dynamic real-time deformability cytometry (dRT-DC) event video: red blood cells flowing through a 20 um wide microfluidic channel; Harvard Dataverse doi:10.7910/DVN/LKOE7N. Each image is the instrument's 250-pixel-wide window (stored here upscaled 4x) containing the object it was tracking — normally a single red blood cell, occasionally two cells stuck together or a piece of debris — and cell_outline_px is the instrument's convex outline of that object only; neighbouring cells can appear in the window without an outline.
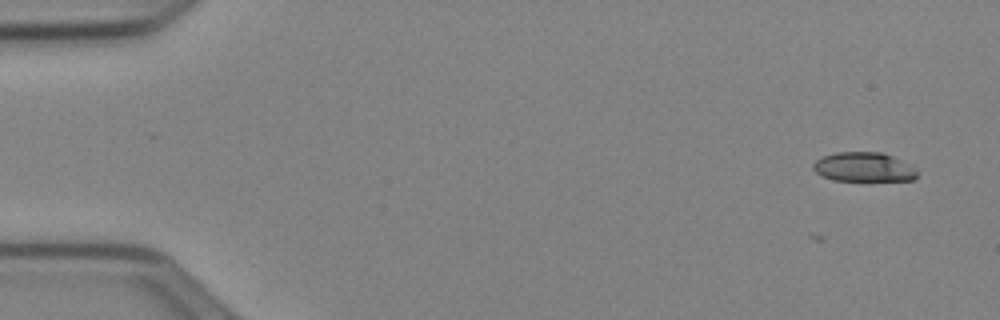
{"species": "Egyptian fruit bat (a non-hibernating species)", "species_latin": "Rousettus aegyptiacus", "temperature_condition": "cold", "stored_images_in_passage": 6, "camera_frame_rate_fps": 3000, "um_per_image_px": 0.085, "animal": {"sex": "female"}, "frame": {"image": 1, "passage_image": 1, "time_ms": 0.0, "image_size_px": [1000, 320], "cell_outline_px": [[916, 180], [832, 180], [820, 176], [812, 168], [812, 164], [816, 160], [824, 156], [836, 152], [884, 152], [912, 164], [916, 172]], "centroid_in_image_um": [73.42, 14.19], "position_along_channel_um": 11.6, "area_um2": 17.92}}